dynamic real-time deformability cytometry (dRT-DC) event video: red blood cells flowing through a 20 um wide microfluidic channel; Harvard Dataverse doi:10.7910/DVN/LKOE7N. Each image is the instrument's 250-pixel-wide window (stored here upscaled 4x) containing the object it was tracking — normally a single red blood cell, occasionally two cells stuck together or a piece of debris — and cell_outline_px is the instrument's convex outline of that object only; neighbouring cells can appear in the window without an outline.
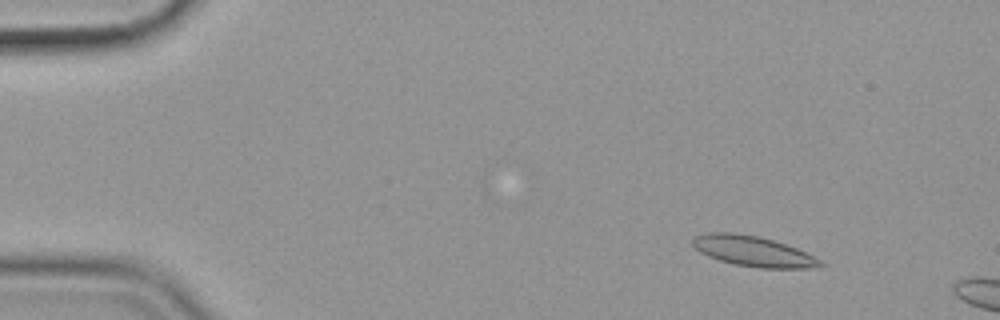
{"species": "common noctule bat (a hibernating species)", "species_latin": "Nyctalus noctula", "temperature_condition": "cold", "stored_images_in_passage": 15, "camera_frame_rate_fps": 3000, "um_per_image_px": 0.085, "animal": {"sex": "female", "body_mass_g": 19.9}, "frame": {"image": 1, "passage_image": 7, "time_ms": 2.0, "image_size_px": [1000, 320], "cell_outline_px": [[828, 264], [812, 268], [760, 268], [736, 264], [720, 260], [708, 256], [700, 252], [692, 244], [692, 240], [696, 236], [708, 232], [732, 232], [756, 236], [772, 240], [796, 248]], "centroid_in_image_um": [64.01, 21.36], "position_along_channel_um": 21.0, "area_um2": 22.25}}